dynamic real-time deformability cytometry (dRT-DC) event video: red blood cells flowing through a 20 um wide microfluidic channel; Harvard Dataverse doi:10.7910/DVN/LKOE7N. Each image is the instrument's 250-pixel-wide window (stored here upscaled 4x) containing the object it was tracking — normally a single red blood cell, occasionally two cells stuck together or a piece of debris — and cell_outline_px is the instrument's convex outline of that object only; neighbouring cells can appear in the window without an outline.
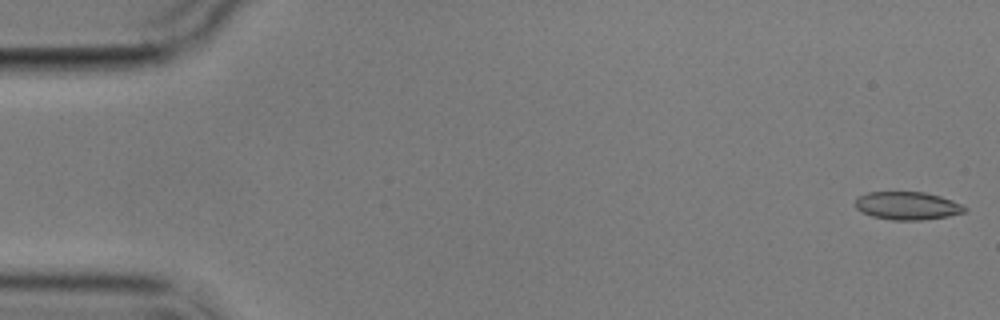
{"species": "common noctule bat (a hibernating species)", "species_latin": "Nyctalus noctula", "temperature_condition": "cold", "stored_images_in_passage": 7, "camera_frame_rate_fps": 3000, "um_per_image_px": 0.085, "animal": {"sex": "male", "body_mass_g": 17.9}, "frame": {"image": 1, "passage_image": 1, "time_ms": 0.0, "image_size_px": [1000, 320], "cell_outline_px": [[968, 208], [964, 212], [948, 216], [920, 220], [892, 220], [872, 216], [860, 212], [856, 208], [856, 196], [868, 192], [924, 192], [940, 196], [952, 200]], "centroid_in_image_um": [77.09, 17.48], "position_along_channel_um": 7.9, "area_um2": 17.86}}
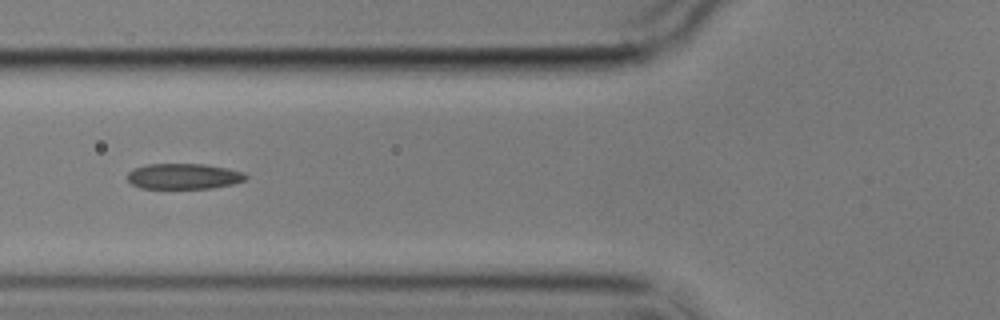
{"frame": {"image": 2, "passage_image": 6, "time_ms": 6.667, "image_size_px": [1000, 320], "cell_outline_px": [[248, 176], [244, 180], [232, 184], [212, 188], [140, 188], [132, 184], [128, 180], [128, 172], [132, 168], [148, 164], [204, 164], [244, 172]], "centroid_in_image_um": [15.58, 14.98], "position_along_channel_um": 110.2, "area_um2": 17.57}}
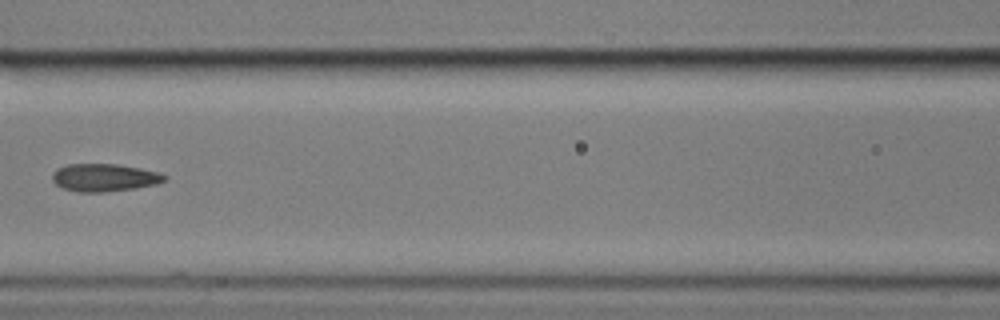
{"frame": {"image": 3, "passage_image": 7, "time_ms": 8.0, "image_size_px": [1000, 320], "cell_outline_px": [[168, 180], [156, 184], [136, 188], [104, 192], [80, 192], [64, 188], [56, 184], [52, 180], [52, 172], [56, 168], [68, 164], [116, 164], [140, 168], [160, 172], [168, 176]], "centroid_in_image_um": [8.89, 15.09], "position_along_channel_um": 157.7, "area_um2": 18.26}}